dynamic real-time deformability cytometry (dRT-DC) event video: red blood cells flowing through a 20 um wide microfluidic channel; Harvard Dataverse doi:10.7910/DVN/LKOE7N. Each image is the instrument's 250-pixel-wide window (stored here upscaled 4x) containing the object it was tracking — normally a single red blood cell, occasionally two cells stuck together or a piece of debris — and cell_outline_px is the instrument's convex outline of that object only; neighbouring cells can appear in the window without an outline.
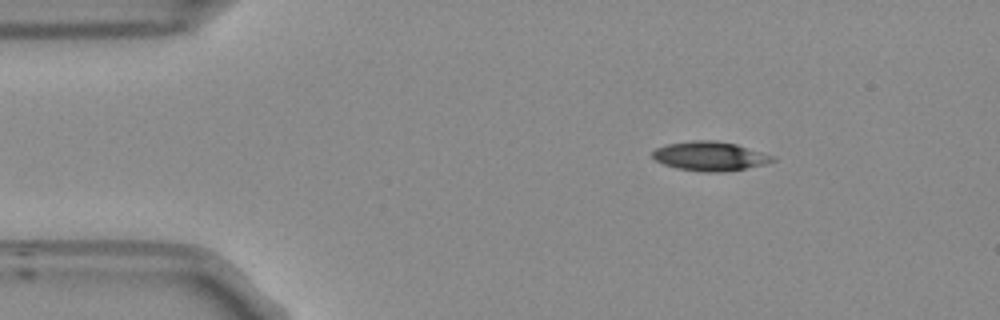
{"species": "Egyptian fruit bat (a non-hibernating species)", "species_latin": "Rousettus aegyptiacus", "temperature_condition": "room temperature", "stored_images_in_passage": 16, "camera_frame_rate_fps": 3000, "um_per_image_px": 0.085, "frame": {"image": 1, "passage_image": 1, "time_ms": 0.0, "image_size_px": [1000, 320], "cell_outline_px": [[776, 160], [764, 164], [744, 168], [720, 172], [704, 172], [676, 168], [664, 164], [656, 160], [652, 156], [652, 152], [656, 148], [668, 144], [692, 140], [716, 140], [736, 144], [776, 156]], "centroid_in_image_um": [60.35, 13.26], "position_along_channel_um": 24.6, "area_um2": 20.35}}
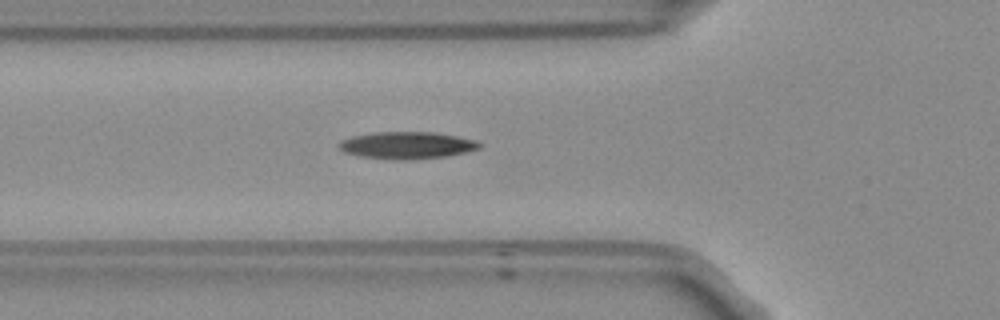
{"frame": {"image": 2, "passage_image": 11, "time_ms": 3.333, "image_size_px": [1000, 320], "cell_outline_px": [[484, 144], [480, 148], [448, 156], [412, 160], [396, 160], [360, 156], [344, 152], [336, 144], [340, 140], [352, 136], [372, 132], [432, 132], [456, 136], [476, 140]], "centroid_in_image_um": [34.58, 12.35], "position_along_channel_um": 91.2, "area_um2": 22.37}}
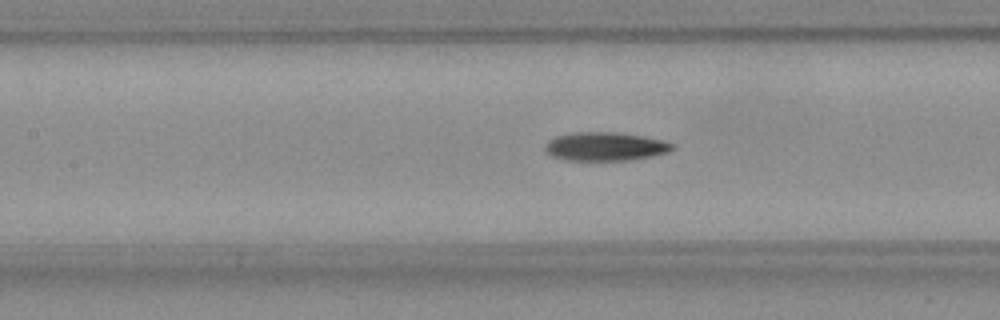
{"frame": {"image": 3, "passage_image": 16, "time_ms": 5.0, "image_size_px": [1000, 320], "cell_outline_px": [[676, 148], [668, 152], [652, 156], [628, 160], [568, 160], [552, 156], [544, 148], [544, 144], [548, 140], [556, 136], [572, 132], [616, 132], [640, 136], [660, 140], [676, 144]], "centroid_in_image_um": [51.44, 12.45], "position_along_channel_um": 156.0, "area_um2": 21.15}}